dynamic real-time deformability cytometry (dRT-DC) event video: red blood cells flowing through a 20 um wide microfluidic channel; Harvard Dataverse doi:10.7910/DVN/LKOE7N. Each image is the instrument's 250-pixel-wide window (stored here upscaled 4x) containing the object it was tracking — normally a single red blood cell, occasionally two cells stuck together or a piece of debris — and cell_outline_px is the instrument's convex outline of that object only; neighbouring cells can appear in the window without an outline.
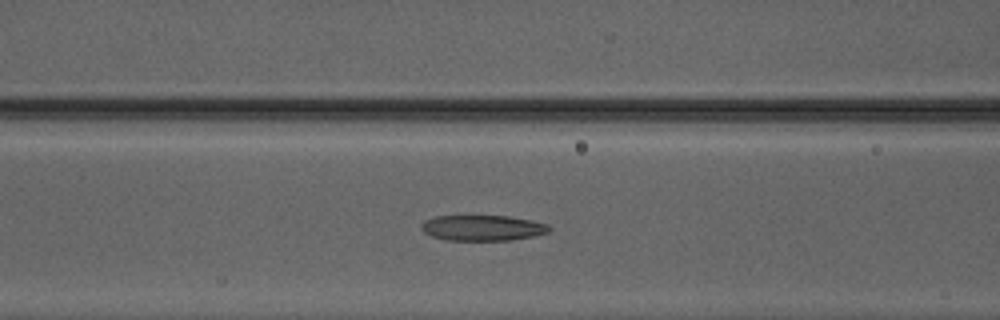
{"species": "Egyptian fruit bat (a non-hibernating species)", "species_latin": "Rousettus aegyptiacus", "temperature_condition": "warm", "stored_images_in_passage": 50, "camera_frame_rate_fps": 3000, "um_per_image_px": 0.085, "animal": {"sex": "male"}, "frame": {"image": 1, "passage_image": 22, "time_ms": 7.0, "image_size_px": [1000, 320], "cell_outline_px": [[552, 228], [548, 232], [536, 236], [512, 240], [444, 240], [432, 236], [424, 232], [420, 228], [420, 224], [424, 220], [432, 216], [508, 216], [532, 220], [548, 224]], "centroid_in_image_um": [41.02, 19.37], "position_along_channel_um": 125.6, "area_um2": 19.31}}
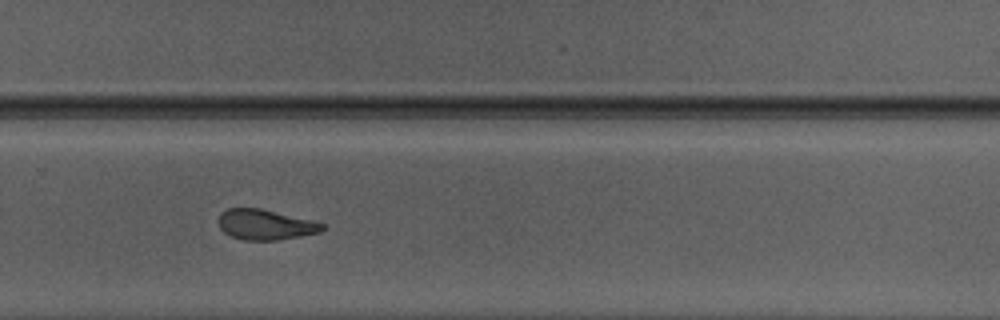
{"frame": {"image": 2, "passage_image": 35, "time_ms": 11.333, "image_size_px": [1000, 320], "cell_outline_px": [[328, 228], [320, 232], [280, 240], [240, 240], [224, 232], [220, 228], [216, 220], [220, 212], [228, 208], [260, 208], [312, 220], [324, 224]], "centroid_in_image_um": [22.53, 19.09], "position_along_channel_um": 307.3, "area_um2": 18.61}}
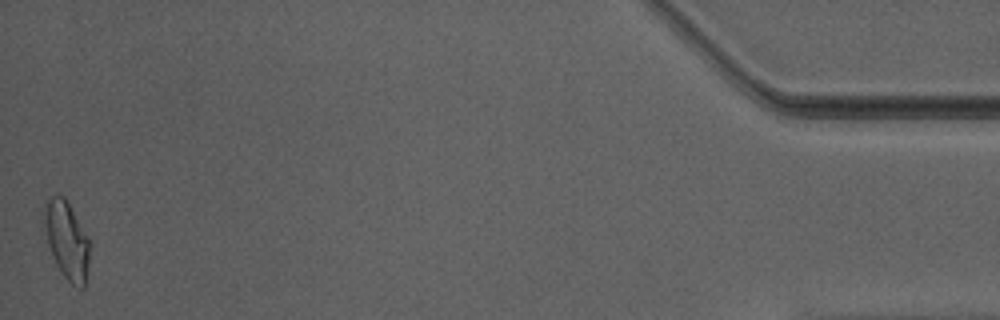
{"frame": {"image": 3, "passage_image": 50, "time_ms": 16.333, "image_size_px": [1000, 320], "cell_outline_px": [[88, 264], [84, 288], [80, 288], [72, 284], [64, 276], [52, 256], [40, 224], [48, 200], [52, 196], [64, 196], [88, 236]], "centroid_in_image_um": [5.63, 20.4], "position_along_channel_um": 429.6, "area_um2": 20.46}, "authors_computed_cell_mechanics": {"area_um2": 19.7098, "velocity_mm_per_s": 4.2075, "shape_relaxation_time_tau1_ms": 6.291, "shape_relaxation_time_tau2_ms": 1.1259, "deformation_change_tau1": 0.1994, "deformation_change_tau2": 0.092}}